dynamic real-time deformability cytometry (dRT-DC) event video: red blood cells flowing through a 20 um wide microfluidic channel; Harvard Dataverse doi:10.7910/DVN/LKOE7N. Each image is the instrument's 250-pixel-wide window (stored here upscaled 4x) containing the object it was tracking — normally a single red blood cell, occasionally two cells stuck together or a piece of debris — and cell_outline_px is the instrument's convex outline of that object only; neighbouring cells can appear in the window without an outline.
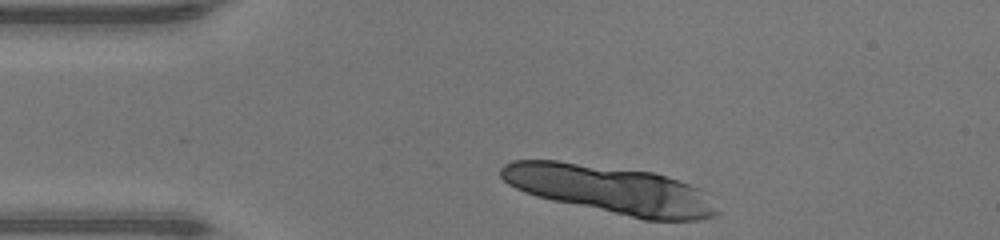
{"species": "human", "species_latin": "Homo sapiens", "temperature_condition": "warm", "stored_images_in_passage": 10, "camera_frame_rate_fps": 3000, "um_per_image_px": 0.085, "donor": {"sex": "male"}, "frame": {"image": 1, "passage_image": 1, "time_ms": 0.0, "image_size_px": [1000, 240], "cell_outline_px": [[720, 212], [712, 216], [700, 220], [644, 220], [552, 200], [536, 196], [524, 192], [508, 184], [500, 176], [500, 168], [504, 164], [512, 160], [556, 160], [652, 172], [700, 188]], "centroid_in_image_um": [51.85, 16.11], "position_along_channel_um": 33.2, "area_um2": 60.23}}